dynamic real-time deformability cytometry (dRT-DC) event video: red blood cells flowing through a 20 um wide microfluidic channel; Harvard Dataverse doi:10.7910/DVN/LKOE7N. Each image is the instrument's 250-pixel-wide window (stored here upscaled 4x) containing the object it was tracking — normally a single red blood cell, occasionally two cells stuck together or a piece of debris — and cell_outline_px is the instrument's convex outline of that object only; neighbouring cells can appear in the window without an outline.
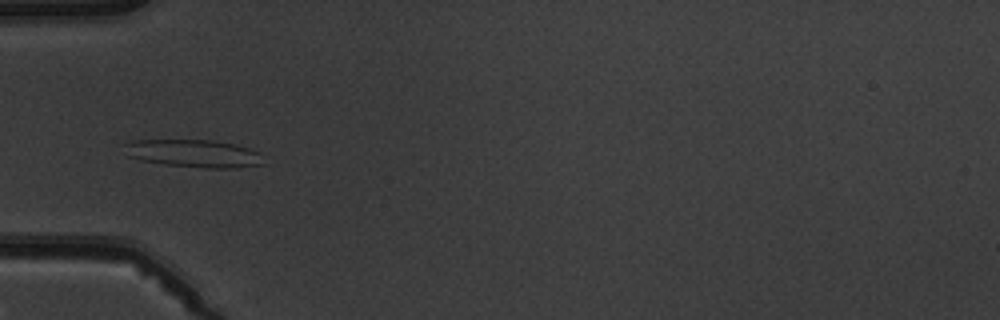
{"species": "common noctule bat (a hibernating species)", "species_latin": "Nyctalus noctula", "temperature_condition": "warm", "stored_images_in_passage": 5, "camera_frame_rate_fps": 3000, "um_per_image_px": 0.085, "animal": {"sex": "male", "body_mass_g": 19.5, "forearm_length_mm": 54.6}, "frame": {"image": 1, "passage_image": 5, "time_ms": 4.667, "image_size_px": [1000, 320], "cell_outline_px": [[264, 164], [236, 168], [208, 168], [164, 164], [140, 160], [128, 156], [124, 144], [136, 140], [212, 140], [236, 144], [260, 152]], "centroid_in_image_um": [16.51, 13.04], "position_along_channel_um": 68.5, "area_um2": 22.43}}